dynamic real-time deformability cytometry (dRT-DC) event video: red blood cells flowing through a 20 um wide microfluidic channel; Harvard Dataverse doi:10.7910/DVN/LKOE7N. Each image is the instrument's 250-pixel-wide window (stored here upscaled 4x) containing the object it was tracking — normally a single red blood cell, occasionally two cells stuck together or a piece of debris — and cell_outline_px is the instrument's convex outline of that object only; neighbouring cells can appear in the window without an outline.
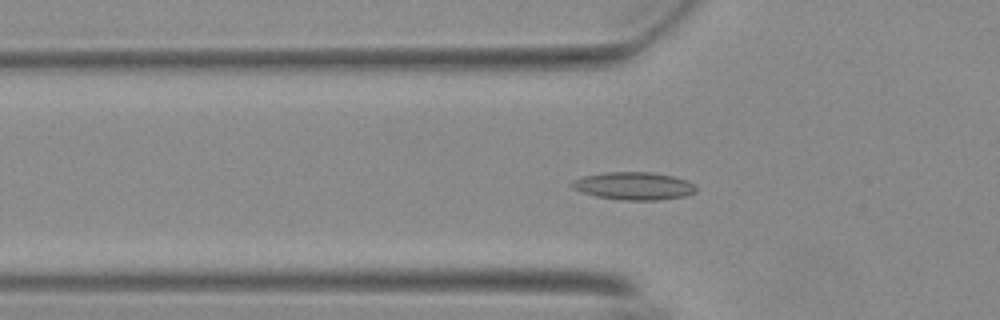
{"species": "Egyptian fruit bat (a non-hibernating species)", "species_latin": "Rousettus aegyptiacus", "temperature_condition": "warm", "stored_images_in_passage": 56, "camera_frame_rate_fps": 3000, "um_per_image_px": 0.085, "animal": {"sex": "female"}, "frame": {"image": 1, "passage_image": 19, "time_ms": 6.0, "image_size_px": [1000, 320], "cell_outline_px": [[696, 192], [684, 196], [660, 200], [620, 200], [596, 196], [580, 192], [572, 188], [568, 184], [584, 176], [604, 172], [648, 172], [672, 176], [684, 180], [692, 184], [696, 188]], "centroid_in_image_um": [53.83, 15.81], "position_along_channel_um": 72.0, "area_um2": 19.94}}
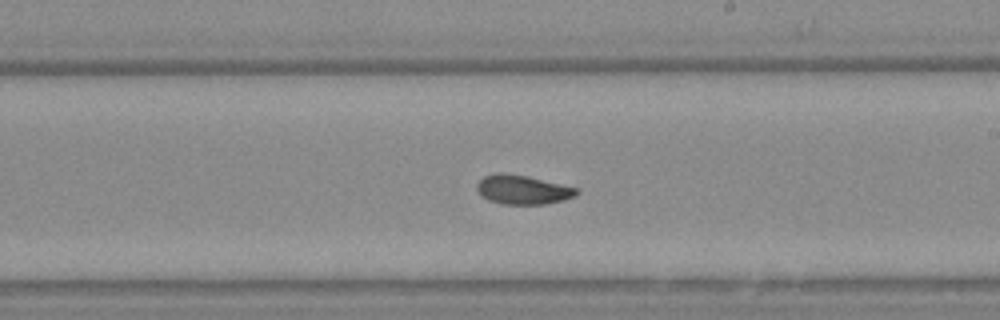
{"frame": {"image": 2, "passage_image": 33, "time_ms": 10.667, "image_size_px": [1000, 320], "cell_outline_px": [[580, 192], [576, 196], [564, 200], [544, 204], [504, 204], [488, 200], [480, 196], [476, 188], [476, 184], [484, 176], [496, 172], [504, 172], [528, 176], [576, 188]], "centroid_in_image_um": [44.39, 16.12], "position_along_channel_um": 244.6, "area_um2": 17.05}}
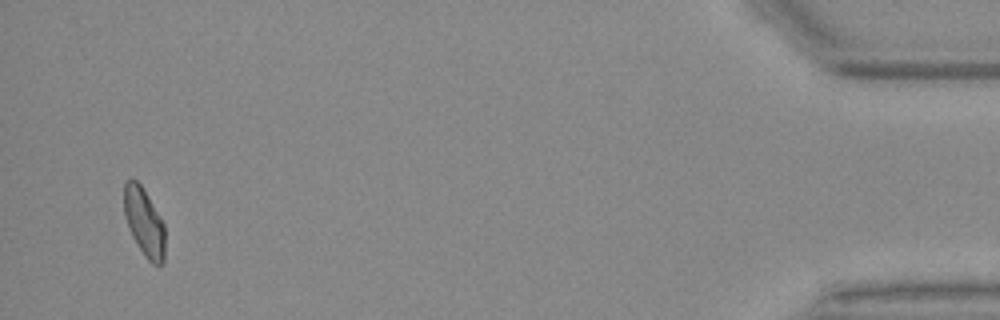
{"frame": {"image": 3, "passage_image": 54, "time_ms": 17.667, "image_size_px": [1000, 320], "cell_outline_px": [[164, 264], [152, 264], [144, 256], [132, 236], [128, 228], [124, 216], [124, 184], [128, 180], [136, 180], [140, 184], [164, 224]], "centroid_in_image_um": [12.24, 18.92], "position_along_channel_um": 423.0, "area_um2": 16.07}, "authors_computed_cell_mechanics": {"area_um2": 17.0221, "velocity_mm_per_s": 3.6977, "shape_relaxation_time_tau1_ms": 3.4048, "shape_relaxation_time_tau2_ms": 2.833, "deformation_change_tau1": 0.1192, "deformation_change_tau2": 0.0791}}